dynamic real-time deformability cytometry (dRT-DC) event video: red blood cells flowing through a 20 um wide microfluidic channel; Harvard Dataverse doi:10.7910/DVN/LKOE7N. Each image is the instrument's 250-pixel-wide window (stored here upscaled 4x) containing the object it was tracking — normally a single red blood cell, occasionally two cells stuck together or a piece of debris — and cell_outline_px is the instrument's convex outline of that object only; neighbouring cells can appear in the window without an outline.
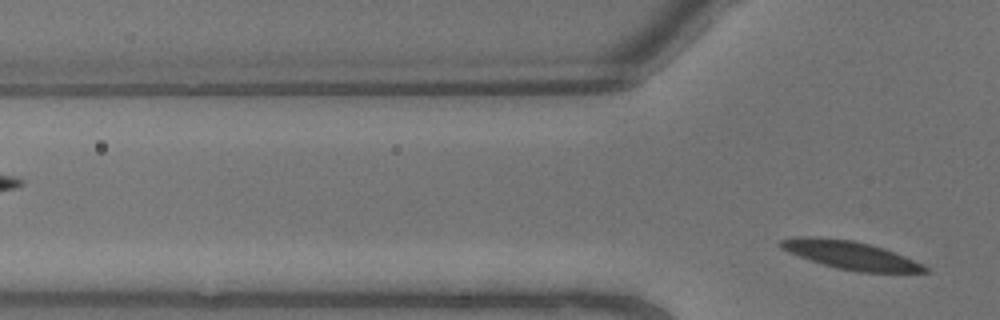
{"species": "common noctule bat (a hibernating species)", "species_latin": "Nyctalus noctula", "temperature_condition": "warm", "stored_images_in_passage": 4, "segment_of_instrument_passage": [2, 2], "camera_frame_rate_fps": 3000, "um_per_image_px": 0.085, "animal": {"sex": "male", "body_mass_g": 13.3}, "frame": {"image": 1, "passage_image": 4, "time_ms": 1.0, "image_size_px": [1000, 320], "cell_outline_px": [[932, 272], [860, 272], [836, 268], [800, 256], [780, 248], [776, 244], [780, 240], [792, 236], [816, 236], [852, 240], [884, 248], [904, 256], [932, 268]], "centroid_in_image_um": [72.29, 21.67], "position_along_channel_um": 53.5, "area_um2": 23.7}}